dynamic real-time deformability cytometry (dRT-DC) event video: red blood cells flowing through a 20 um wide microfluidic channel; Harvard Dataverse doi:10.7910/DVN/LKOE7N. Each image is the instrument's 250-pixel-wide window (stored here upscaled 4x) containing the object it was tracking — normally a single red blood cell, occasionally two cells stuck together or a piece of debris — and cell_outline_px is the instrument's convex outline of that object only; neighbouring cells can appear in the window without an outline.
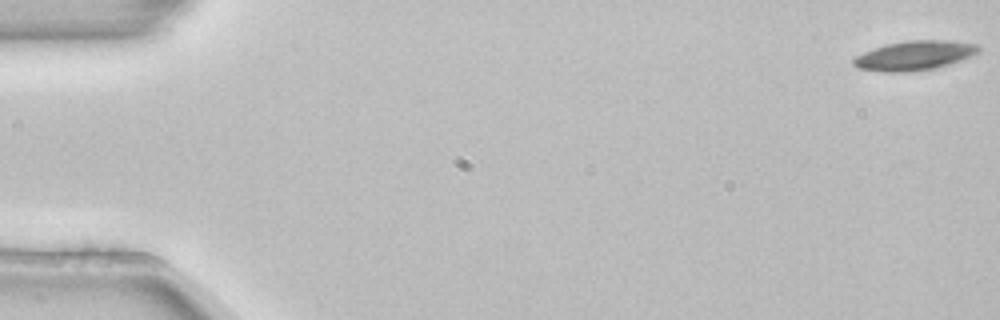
{"species": "common noctule bat (a hibernating species)", "species_latin": "Nyctalus noctula", "temperature_condition": "room temperature", "stored_images_in_passage": 5, "segment_of_instrument_passage": [2, 2], "camera_frame_rate_fps": 3000, "um_per_image_px": 0.085, "animal": {"sex": "female", "body_mass_g": 22.7, "forearm_length_mm": 54.2}, "frame": {"image": 1, "passage_image": 5, "time_ms": 1.333, "image_size_px": [1000, 320], "cell_outline_px": [[980, 52], [960, 60], [936, 68], [904, 72], [884, 72], [856, 68], [852, 64], [852, 60], [856, 56], [864, 52], [888, 44], [908, 40], [952, 40], [976, 44], [980, 48]], "centroid_in_image_um": [77.73, 4.72], "position_along_channel_um": 7.3, "area_um2": 21.33}}